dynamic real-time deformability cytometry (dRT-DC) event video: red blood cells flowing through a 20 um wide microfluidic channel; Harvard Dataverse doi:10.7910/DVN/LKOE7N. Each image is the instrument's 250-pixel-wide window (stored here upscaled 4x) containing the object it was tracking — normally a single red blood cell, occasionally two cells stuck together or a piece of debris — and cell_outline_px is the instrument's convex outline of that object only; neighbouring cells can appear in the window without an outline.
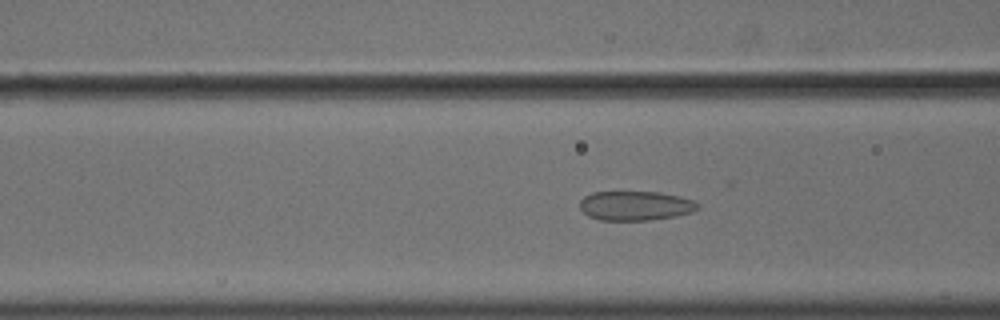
{"species": "common noctule bat (a hibernating species)", "species_latin": "Nyctalus noctula", "temperature_condition": "cold", "stored_images_in_passage": 55, "camera_frame_rate_fps": 3000, "um_per_image_px": 0.085, "animal": {"sex": "male", "body_mass_g": 18.8}, "frame": {"image": 1, "passage_image": 23, "time_ms": 7.333, "image_size_px": [1000, 320], "cell_outline_px": [[700, 208], [692, 212], [676, 216], [652, 220], [600, 220], [588, 216], [580, 208], [580, 200], [584, 196], [592, 192], [656, 192], [680, 196], [692, 200], [700, 204]], "centroid_in_image_um": [54.02, 17.49], "position_along_channel_um": 112.6, "area_um2": 20.29}}
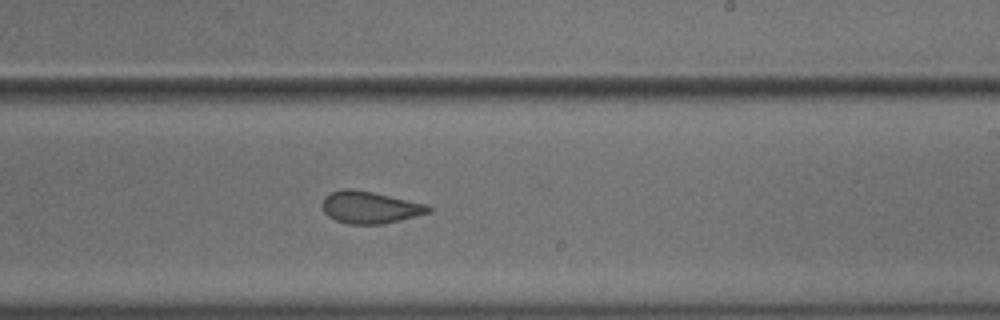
{"frame": {"image": 2, "passage_image": 35, "time_ms": 11.333, "image_size_px": [1000, 320], "cell_outline_px": [[432, 212], [384, 224], [348, 224], [336, 220], [328, 216], [324, 212], [324, 196], [328, 192], [340, 188], [352, 188], [372, 192], [428, 204], [432, 208]], "centroid_in_image_um": [31.45, 17.61], "position_along_channel_um": 257.5, "area_um2": 20.0}}
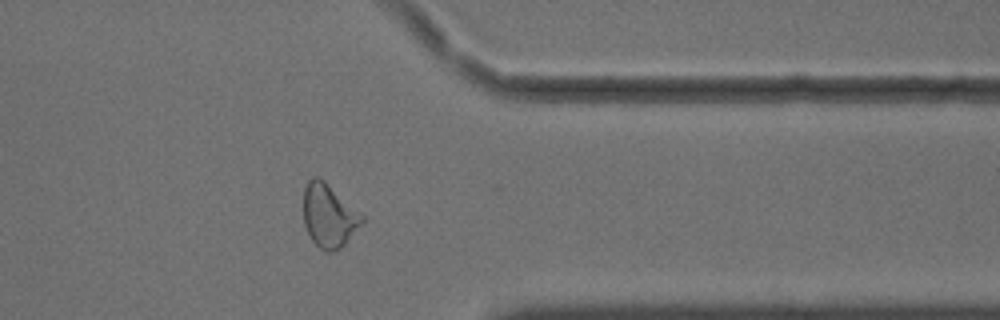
{"frame": {"image": 3, "passage_image": 46, "time_ms": 15.0, "image_size_px": [1000, 320], "cell_outline_px": [[364, 220], [344, 244], [340, 248], [332, 252], [324, 252], [312, 240], [304, 224], [304, 188], [308, 180], [312, 176], [316, 176], [324, 180], [364, 216]], "centroid_in_image_um": [27.93, 18.32], "position_along_channel_um": 383.5, "area_um2": 21.33}}